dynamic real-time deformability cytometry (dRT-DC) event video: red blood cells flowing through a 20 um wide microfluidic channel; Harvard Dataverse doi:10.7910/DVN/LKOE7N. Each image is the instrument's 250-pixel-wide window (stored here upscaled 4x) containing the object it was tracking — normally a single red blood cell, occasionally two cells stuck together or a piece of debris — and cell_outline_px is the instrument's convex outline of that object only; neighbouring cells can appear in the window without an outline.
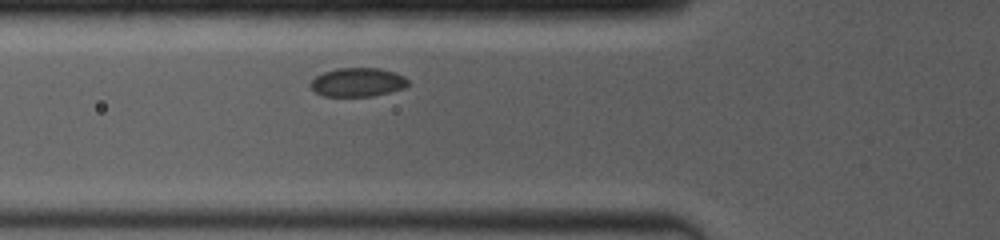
{"species": "common noctule bat (a hibernating species)", "species_latin": "Nyctalus noctula", "temperature_condition": "room temperature", "stored_images_in_passage": 18, "camera_frame_rate_fps": 4000, "um_per_image_px": 0.085, "animal": {"sex": "female", "body_mass_g": 19.0, "forearm_length_mm": 53.3}, "frame": {"image": 1, "passage_image": 4, "time_ms": 1.5, "image_size_px": [1000, 240], "cell_outline_px": [[408, 88], [372, 96], [324, 96], [316, 92], [308, 84], [316, 76], [324, 72], [336, 68], [380, 68], [396, 72], [404, 76], [408, 80]], "centroid_in_image_um": [30.44, 6.99], "position_along_channel_um": 95.4, "area_um2": 16.53}}
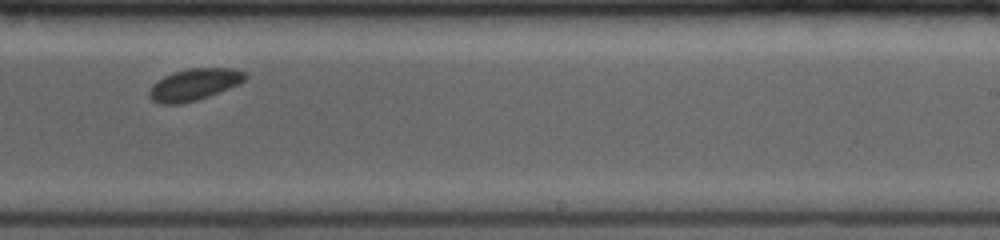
{"frame": {"image": 2, "passage_image": 12, "time_ms": 6.0, "image_size_px": [1000, 240], "cell_outline_px": [[248, 76], [244, 80], [236, 84], [208, 96], [196, 100], [180, 104], [160, 104], [152, 100], [148, 92], [152, 84], [164, 76], [172, 72], [192, 68], [232, 68], [248, 72]], "centroid_in_image_um": [16.48, 7.17], "position_along_channel_um": 272.5, "area_um2": 17.57}}
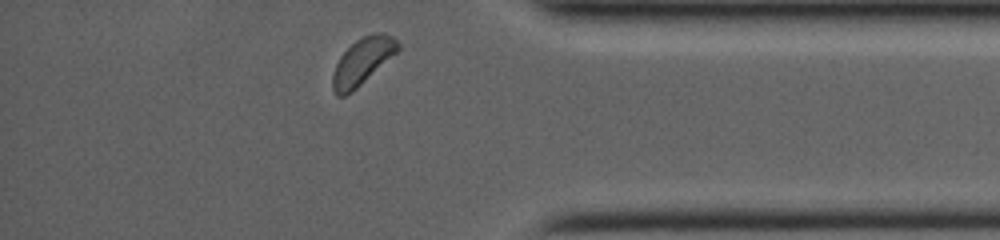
{"frame": {"image": 3, "passage_image": 18, "time_ms": 9.5, "image_size_px": [1000, 240], "cell_outline_px": [[400, 48], [396, 52], [352, 92], [344, 96], [336, 96], [332, 88], [332, 76], [336, 64], [340, 56], [356, 40], [364, 36], [392, 36], [400, 44]], "centroid_in_image_um": [30.75, 5.28], "position_along_channel_um": 404.5, "area_um2": 16.88}}